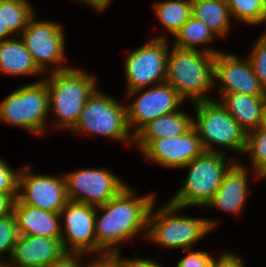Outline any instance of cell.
Here are the masks:
<instances>
[{"mask_svg": "<svg viewBox=\"0 0 266 267\" xmlns=\"http://www.w3.org/2000/svg\"><path fill=\"white\" fill-rule=\"evenodd\" d=\"M49 112V90L45 80L28 84L0 102V120L36 134L44 132Z\"/></svg>", "mask_w": 266, "mask_h": 267, "instance_id": "52a82bcc", "label": "cell"}, {"mask_svg": "<svg viewBox=\"0 0 266 267\" xmlns=\"http://www.w3.org/2000/svg\"><path fill=\"white\" fill-rule=\"evenodd\" d=\"M216 35L199 19L191 16L175 34V48L197 50L196 45L211 42Z\"/></svg>", "mask_w": 266, "mask_h": 267, "instance_id": "484cf974", "label": "cell"}, {"mask_svg": "<svg viewBox=\"0 0 266 267\" xmlns=\"http://www.w3.org/2000/svg\"><path fill=\"white\" fill-rule=\"evenodd\" d=\"M49 78L45 79L49 90V110L58 118L56 127L72 130L87 99L96 90L97 80L92 74L72 67L52 72Z\"/></svg>", "mask_w": 266, "mask_h": 267, "instance_id": "3957f363", "label": "cell"}, {"mask_svg": "<svg viewBox=\"0 0 266 267\" xmlns=\"http://www.w3.org/2000/svg\"><path fill=\"white\" fill-rule=\"evenodd\" d=\"M248 170L242 164H233L225 173L222 183L206 206L236 213L244 207L248 195Z\"/></svg>", "mask_w": 266, "mask_h": 267, "instance_id": "d6986e66", "label": "cell"}, {"mask_svg": "<svg viewBox=\"0 0 266 267\" xmlns=\"http://www.w3.org/2000/svg\"><path fill=\"white\" fill-rule=\"evenodd\" d=\"M60 218L64 219L65 225L64 231H61V242L65 252L97 253L95 206L68 201L60 211Z\"/></svg>", "mask_w": 266, "mask_h": 267, "instance_id": "5bb4252c", "label": "cell"}, {"mask_svg": "<svg viewBox=\"0 0 266 267\" xmlns=\"http://www.w3.org/2000/svg\"><path fill=\"white\" fill-rule=\"evenodd\" d=\"M78 1H83V3L85 2L88 5H91L93 9L98 10L99 12L105 10L111 3V0H78Z\"/></svg>", "mask_w": 266, "mask_h": 267, "instance_id": "74e56055", "label": "cell"}, {"mask_svg": "<svg viewBox=\"0 0 266 267\" xmlns=\"http://www.w3.org/2000/svg\"><path fill=\"white\" fill-rule=\"evenodd\" d=\"M125 265V267H162L158 263L149 260V259H141V258H135V259H122L120 255L117 256Z\"/></svg>", "mask_w": 266, "mask_h": 267, "instance_id": "8d00e7d4", "label": "cell"}, {"mask_svg": "<svg viewBox=\"0 0 266 267\" xmlns=\"http://www.w3.org/2000/svg\"><path fill=\"white\" fill-rule=\"evenodd\" d=\"M260 128L266 131V103L263 108L262 122H261Z\"/></svg>", "mask_w": 266, "mask_h": 267, "instance_id": "ab89813d", "label": "cell"}, {"mask_svg": "<svg viewBox=\"0 0 266 267\" xmlns=\"http://www.w3.org/2000/svg\"><path fill=\"white\" fill-rule=\"evenodd\" d=\"M224 156V152L204 151L190 161L183 167L189 169L185 184L169 203L181 209L206 206L220 187L225 173L234 164L235 157L226 164Z\"/></svg>", "mask_w": 266, "mask_h": 267, "instance_id": "277c9868", "label": "cell"}, {"mask_svg": "<svg viewBox=\"0 0 266 267\" xmlns=\"http://www.w3.org/2000/svg\"><path fill=\"white\" fill-rule=\"evenodd\" d=\"M219 101L195 102L196 120L193 119V127L205 151L222 152L214 150L213 144H216L242 153L246 145V132Z\"/></svg>", "mask_w": 266, "mask_h": 267, "instance_id": "8992f818", "label": "cell"}, {"mask_svg": "<svg viewBox=\"0 0 266 267\" xmlns=\"http://www.w3.org/2000/svg\"><path fill=\"white\" fill-rule=\"evenodd\" d=\"M9 35H11V33L7 30L6 27H3L2 21L0 20V42L8 40L7 36Z\"/></svg>", "mask_w": 266, "mask_h": 267, "instance_id": "f35d334b", "label": "cell"}, {"mask_svg": "<svg viewBox=\"0 0 266 267\" xmlns=\"http://www.w3.org/2000/svg\"><path fill=\"white\" fill-rule=\"evenodd\" d=\"M0 42V71L9 75H35L42 73L33 61L23 41L10 38Z\"/></svg>", "mask_w": 266, "mask_h": 267, "instance_id": "44dd1931", "label": "cell"}, {"mask_svg": "<svg viewBox=\"0 0 266 267\" xmlns=\"http://www.w3.org/2000/svg\"><path fill=\"white\" fill-rule=\"evenodd\" d=\"M183 98L167 82L151 85L150 89L139 94L131 105H126L127 124L129 130L134 126L132 134H136L148 122L156 118L178 111Z\"/></svg>", "mask_w": 266, "mask_h": 267, "instance_id": "9a60e30c", "label": "cell"}, {"mask_svg": "<svg viewBox=\"0 0 266 267\" xmlns=\"http://www.w3.org/2000/svg\"><path fill=\"white\" fill-rule=\"evenodd\" d=\"M18 193H0V218L13 214Z\"/></svg>", "mask_w": 266, "mask_h": 267, "instance_id": "836d02e7", "label": "cell"}, {"mask_svg": "<svg viewBox=\"0 0 266 267\" xmlns=\"http://www.w3.org/2000/svg\"><path fill=\"white\" fill-rule=\"evenodd\" d=\"M0 267H12V266L9 264V262L6 263V262L0 261Z\"/></svg>", "mask_w": 266, "mask_h": 267, "instance_id": "60d3db41", "label": "cell"}, {"mask_svg": "<svg viewBox=\"0 0 266 267\" xmlns=\"http://www.w3.org/2000/svg\"><path fill=\"white\" fill-rule=\"evenodd\" d=\"M214 80L222 83L220 93H237L251 96H266L248 58L240 60L235 55L218 52L214 58Z\"/></svg>", "mask_w": 266, "mask_h": 267, "instance_id": "2e32d148", "label": "cell"}, {"mask_svg": "<svg viewBox=\"0 0 266 267\" xmlns=\"http://www.w3.org/2000/svg\"><path fill=\"white\" fill-rule=\"evenodd\" d=\"M87 267H125V265L117 256H108L89 262Z\"/></svg>", "mask_w": 266, "mask_h": 267, "instance_id": "d590c367", "label": "cell"}, {"mask_svg": "<svg viewBox=\"0 0 266 267\" xmlns=\"http://www.w3.org/2000/svg\"><path fill=\"white\" fill-rule=\"evenodd\" d=\"M20 35L34 63L42 73L51 62L56 65L50 68L49 73L69 68L60 66L61 62L66 59L65 38L60 23L36 21L33 15Z\"/></svg>", "mask_w": 266, "mask_h": 267, "instance_id": "30bf717a", "label": "cell"}, {"mask_svg": "<svg viewBox=\"0 0 266 267\" xmlns=\"http://www.w3.org/2000/svg\"><path fill=\"white\" fill-rule=\"evenodd\" d=\"M192 16L203 21L216 36H225L231 27L226 0H192Z\"/></svg>", "mask_w": 266, "mask_h": 267, "instance_id": "603a6c76", "label": "cell"}, {"mask_svg": "<svg viewBox=\"0 0 266 267\" xmlns=\"http://www.w3.org/2000/svg\"><path fill=\"white\" fill-rule=\"evenodd\" d=\"M65 253L61 238L20 234L13 247L12 267H48Z\"/></svg>", "mask_w": 266, "mask_h": 267, "instance_id": "e0dca14e", "label": "cell"}, {"mask_svg": "<svg viewBox=\"0 0 266 267\" xmlns=\"http://www.w3.org/2000/svg\"><path fill=\"white\" fill-rule=\"evenodd\" d=\"M220 97L222 106L246 133L260 128L266 96L229 93Z\"/></svg>", "mask_w": 266, "mask_h": 267, "instance_id": "ffe728a7", "label": "cell"}, {"mask_svg": "<svg viewBox=\"0 0 266 267\" xmlns=\"http://www.w3.org/2000/svg\"><path fill=\"white\" fill-rule=\"evenodd\" d=\"M256 42L247 58L261 86L266 91V32L259 36Z\"/></svg>", "mask_w": 266, "mask_h": 267, "instance_id": "f546056e", "label": "cell"}, {"mask_svg": "<svg viewBox=\"0 0 266 267\" xmlns=\"http://www.w3.org/2000/svg\"><path fill=\"white\" fill-rule=\"evenodd\" d=\"M153 209L154 203L148 214L146 237L165 248L187 251L216 225L210 219L175 216L181 208L169 202L157 211Z\"/></svg>", "mask_w": 266, "mask_h": 267, "instance_id": "5b68a950", "label": "cell"}, {"mask_svg": "<svg viewBox=\"0 0 266 267\" xmlns=\"http://www.w3.org/2000/svg\"><path fill=\"white\" fill-rule=\"evenodd\" d=\"M19 235L14 214L0 218V255L8 253L11 256Z\"/></svg>", "mask_w": 266, "mask_h": 267, "instance_id": "f1b7e54d", "label": "cell"}, {"mask_svg": "<svg viewBox=\"0 0 266 267\" xmlns=\"http://www.w3.org/2000/svg\"><path fill=\"white\" fill-rule=\"evenodd\" d=\"M98 134L119 141H134L127 124L126 106L98 89L87 99L72 132ZM130 133V134H129Z\"/></svg>", "mask_w": 266, "mask_h": 267, "instance_id": "ba28073f", "label": "cell"}, {"mask_svg": "<svg viewBox=\"0 0 266 267\" xmlns=\"http://www.w3.org/2000/svg\"><path fill=\"white\" fill-rule=\"evenodd\" d=\"M17 200L20 203L60 213L69 201L64 176L32 174L30 167L25 166L19 172Z\"/></svg>", "mask_w": 266, "mask_h": 267, "instance_id": "4fadbf2b", "label": "cell"}, {"mask_svg": "<svg viewBox=\"0 0 266 267\" xmlns=\"http://www.w3.org/2000/svg\"><path fill=\"white\" fill-rule=\"evenodd\" d=\"M135 142L150 161L168 168H183L205 151L193 126L180 136Z\"/></svg>", "mask_w": 266, "mask_h": 267, "instance_id": "7c38bea8", "label": "cell"}, {"mask_svg": "<svg viewBox=\"0 0 266 267\" xmlns=\"http://www.w3.org/2000/svg\"><path fill=\"white\" fill-rule=\"evenodd\" d=\"M193 119L182 111L162 115L144 125L134 136L135 140H154L185 134L192 126Z\"/></svg>", "mask_w": 266, "mask_h": 267, "instance_id": "7402d4cb", "label": "cell"}, {"mask_svg": "<svg viewBox=\"0 0 266 267\" xmlns=\"http://www.w3.org/2000/svg\"><path fill=\"white\" fill-rule=\"evenodd\" d=\"M187 252L189 254L177 263V267H205L213 259V257L205 251L189 249Z\"/></svg>", "mask_w": 266, "mask_h": 267, "instance_id": "1f68e13d", "label": "cell"}, {"mask_svg": "<svg viewBox=\"0 0 266 267\" xmlns=\"http://www.w3.org/2000/svg\"><path fill=\"white\" fill-rule=\"evenodd\" d=\"M205 267H214L213 259Z\"/></svg>", "mask_w": 266, "mask_h": 267, "instance_id": "b9f144b4", "label": "cell"}, {"mask_svg": "<svg viewBox=\"0 0 266 267\" xmlns=\"http://www.w3.org/2000/svg\"><path fill=\"white\" fill-rule=\"evenodd\" d=\"M33 15L32 6L27 0H0V20L3 27L17 37L25 30Z\"/></svg>", "mask_w": 266, "mask_h": 267, "instance_id": "d4e9b609", "label": "cell"}, {"mask_svg": "<svg viewBox=\"0 0 266 267\" xmlns=\"http://www.w3.org/2000/svg\"><path fill=\"white\" fill-rule=\"evenodd\" d=\"M19 234L61 238L60 213L20 203L16 200L14 211Z\"/></svg>", "mask_w": 266, "mask_h": 267, "instance_id": "ac0fdd59", "label": "cell"}, {"mask_svg": "<svg viewBox=\"0 0 266 267\" xmlns=\"http://www.w3.org/2000/svg\"><path fill=\"white\" fill-rule=\"evenodd\" d=\"M19 172H14L8 164L0 159V193H18Z\"/></svg>", "mask_w": 266, "mask_h": 267, "instance_id": "4dcf8cb0", "label": "cell"}, {"mask_svg": "<svg viewBox=\"0 0 266 267\" xmlns=\"http://www.w3.org/2000/svg\"><path fill=\"white\" fill-rule=\"evenodd\" d=\"M157 18L172 35L192 16V0L160 1L155 4Z\"/></svg>", "mask_w": 266, "mask_h": 267, "instance_id": "cb8c5ba5", "label": "cell"}, {"mask_svg": "<svg viewBox=\"0 0 266 267\" xmlns=\"http://www.w3.org/2000/svg\"><path fill=\"white\" fill-rule=\"evenodd\" d=\"M154 197L151 194L135 198V192L126 186L117 196L96 207L95 233L100 258L120 255V242L136 237L141 230L147 233ZM98 209L104 212L100 218H97Z\"/></svg>", "mask_w": 266, "mask_h": 267, "instance_id": "6da1fadb", "label": "cell"}, {"mask_svg": "<svg viewBox=\"0 0 266 267\" xmlns=\"http://www.w3.org/2000/svg\"><path fill=\"white\" fill-rule=\"evenodd\" d=\"M213 261L214 267H244L242 260L234 253H223L219 258H213Z\"/></svg>", "mask_w": 266, "mask_h": 267, "instance_id": "e575fe53", "label": "cell"}, {"mask_svg": "<svg viewBox=\"0 0 266 267\" xmlns=\"http://www.w3.org/2000/svg\"><path fill=\"white\" fill-rule=\"evenodd\" d=\"M250 153L254 177L266 178V131L257 128L246 133V145L243 153Z\"/></svg>", "mask_w": 266, "mask_h": 267, "instance_id": "83f0119b", "label": "cell"}, {"mask_svg": "<svg viewBox=\"0 0 266 267\" xmlns=\"http://www.w3.org/2000/svg\"><path fill=\"white\" fill-rule=\"evenodd\" d=\"M231 18L250 24L266 22V0H226Z\"/></svg>", "mask_w": 266, "mask_h": 267, "instance_id": "4316f807", "label": "cell"}, {"mask_svg": "<svg viewBox=\"0 0 266 267\" xmlns=\"http://www.w3.org/2000/svg\"><path fill=\"white\" fill-rule=\"evenodd\" d=\"M166 40L164 36H156L129 53L125 59L128 97L137 94L153 83L159 85L166 82L169 51Z\"/></svg>", "mask_w": 266, "mask_h": 267, "instance_id": "9c48e42d", "label": "cell"}, {"mask_svg": "<svg viewBox=\"0 0 266 267\" xmlns=\"http://www.w3.org/2000/svg\"><path fill=\"white\" fill-rule=\"evenodd\" d=\"M69 201L101 206L117 196L127 185L105 169H81L64 174Z\"/></svg>", "mask_w": 266, "mask_h": 267, "instance_id": "8fae6325", "label": "cell"}, {"mask_svg": "<svg viewBox=\"0 0 266 267\" xmlns=\"http://www.w3.org/2000/svg\"><path fill=\"white\" fill-rule=\"evenodd\" d=\"M84 253H72L65 252L58 260L52 263L48 267H87L89 262L86 264L79 263V257H81Z\"/></svg>", "mask_w": 266, "mask_h": 267, "instance_id": "d6a6232c", "label": "cell"}, {"mask_svg": "<svg viewBox=\"0 0 266 267\" xmlns=\"http://www.w3.org/2000/svg\"><path fill=\"white\" fill-rule=\"evenodd\" d=\"M218 52L221 51L185 50L173 46L167 56L166 82L183 99L189 97L193 104L212 100L206 93L214 85V58Z\"/></svg>", "mask_w": 266, "mask_h": 267, "instance_id": "7a4b0ae2", "label": "cell"}]
</instances>
